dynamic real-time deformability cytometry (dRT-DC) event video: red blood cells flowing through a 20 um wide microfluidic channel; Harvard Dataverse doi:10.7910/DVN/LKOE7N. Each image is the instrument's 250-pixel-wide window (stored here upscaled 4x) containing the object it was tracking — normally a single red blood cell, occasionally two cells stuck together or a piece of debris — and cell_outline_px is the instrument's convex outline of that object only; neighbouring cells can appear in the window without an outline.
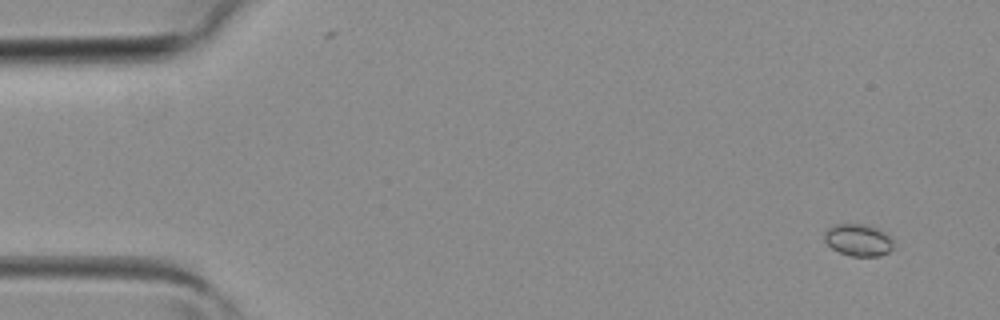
{"species": "common noctule bat (a hibernating species)", "species_latin": "Nyctalus noctula", "temperature_condition": "room temperature", "stored_images_in_passage": 2, "camera_frame_rate_fps": 3000, "um_per_image_px": 0.085, "animal": {"sex": "female", "body_mass_g": 19.3, "forearm_length_mm": 54.1}, "frame": {"image": 1, "passage_image": 2, "time_ms": 0.333, "image_size_px": [1000, 320], "cell_outline_px": [[896, 248], [880, 256], [852, 256], [840, 252], [832, 248], [824, 240], [824, 232], [828, 228], [836, 224], [868, 224], [892, 236]], "centroid_in_image_um": [73.01, 20.4], "position_along_channel_um": 12.0, "area_um2": 13.12}}